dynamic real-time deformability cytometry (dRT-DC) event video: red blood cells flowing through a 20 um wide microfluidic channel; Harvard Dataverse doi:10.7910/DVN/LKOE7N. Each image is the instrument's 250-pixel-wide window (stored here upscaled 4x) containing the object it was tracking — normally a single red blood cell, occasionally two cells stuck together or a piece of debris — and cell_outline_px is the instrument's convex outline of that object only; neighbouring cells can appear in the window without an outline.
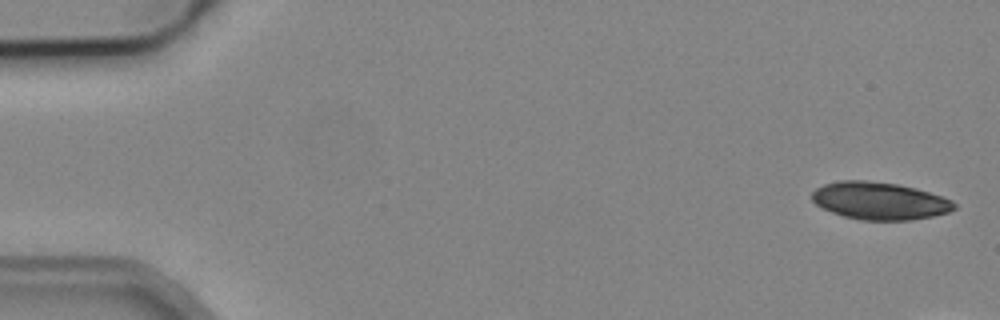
{"species": "common noctule bat (a hibernating species)", "species_latin": "Nyctalus noctula", "temperature_condition": "cold", "stored_images_in_passage": 2, "camera_frame_rate_fps": 3000, "um_per_image_px": 0.085, "animal": {"sex": "male", "body_mass_g": 19.2, "forearm_length_mm": 51.8}, "frame": {"image": 1, "passage_image": 1, "time_ms": 0.0, "image_size_px": [1000, 320], "cell_outline_px": [[956, 208], [948, 212], [932, 216], [908, 220], [860, 220], [844, 216], [832, 212], [816, 204], [812, 200], [812, 192], [816, 188], [824, 184], [840, 180], [868, 180], [896, 184], [916, 188], [952, 200], [956, 204]], "centroid_in_image_um": [74.75, 17.06], "position_along_channel_um": 10.2, "area_um2": 30.92}}